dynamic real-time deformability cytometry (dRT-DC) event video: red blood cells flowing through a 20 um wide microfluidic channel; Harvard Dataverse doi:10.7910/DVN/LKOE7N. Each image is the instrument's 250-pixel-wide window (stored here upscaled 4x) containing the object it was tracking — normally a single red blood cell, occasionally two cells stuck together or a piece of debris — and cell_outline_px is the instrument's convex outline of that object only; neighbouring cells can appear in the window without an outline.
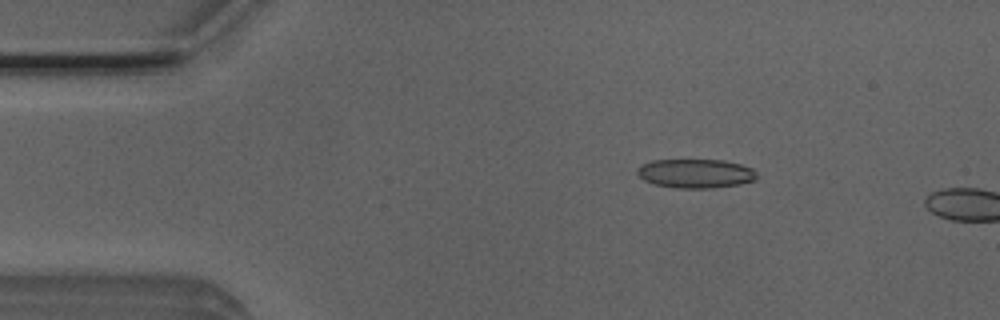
{"species": "Egyptian fruit bat (a non-hibernating species)", "species_latin": "Rousettus aegyptiacus", "temperature_condition": "room temperature", "stored_images_in_passage": 2, "camera_frame_rate_fps": 3000, "um_per_image_px": 0.085, "animal": {"sex": "male"}, "frame": {"image": 1, "passage_image": 1, "time_ms": 0.0, "image_size_px": [1000, 320], "cell_outline_px": [[756, 180], [740, 184], [712, 188], [680, 188], [652, 184], [644, 180], [636, 172], [636, 168], [652, 160], [724, 160], [740, 164], [752, 168], [756, 172]], "centroid_in_image_um": [59.13, 14.75], "position_along_channel_um": 25.9, "area_um2": 20.23}}